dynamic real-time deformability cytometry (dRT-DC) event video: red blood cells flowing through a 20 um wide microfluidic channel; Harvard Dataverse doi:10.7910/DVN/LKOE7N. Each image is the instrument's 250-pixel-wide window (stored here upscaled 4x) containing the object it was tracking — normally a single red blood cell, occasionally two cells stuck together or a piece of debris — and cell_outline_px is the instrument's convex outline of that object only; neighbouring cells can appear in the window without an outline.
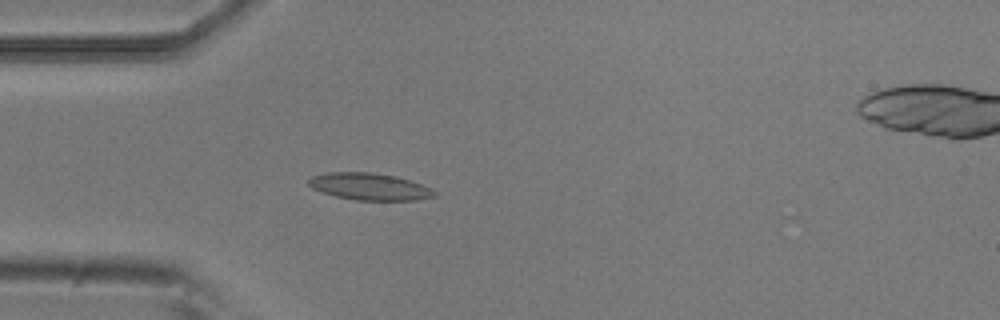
{"species": "common noctule bat (a hibernating species)", "species_latin": "Nyctalus noctula", "temperature_condition": "room temperature", "stored_images_in_passage": 6, "camera_frame_rate_fps": 3000, "um_per_image_px": 0.085, "animal": {"sex": "male", "body_mass_g": 20.5, "forearm_length_mm": 52.5}, "frame": {"image": 1, "passage_image": 5, "time_ms": 1.333, "image_size_px": [1000, 320], "cell_outline_px": [[436, 196], [416, 200], [356, 200], [336, 196], [320, 192], [312, 188], [308, 184], [308, 180], [312, 176], [328, 172], [372, 172], [396, 176], [432, 188], [436, 192]], "centroid_in_image_um": [31.39, 15.86], "position_along_channel_um": 53.6, "area_um2": 19.77}}